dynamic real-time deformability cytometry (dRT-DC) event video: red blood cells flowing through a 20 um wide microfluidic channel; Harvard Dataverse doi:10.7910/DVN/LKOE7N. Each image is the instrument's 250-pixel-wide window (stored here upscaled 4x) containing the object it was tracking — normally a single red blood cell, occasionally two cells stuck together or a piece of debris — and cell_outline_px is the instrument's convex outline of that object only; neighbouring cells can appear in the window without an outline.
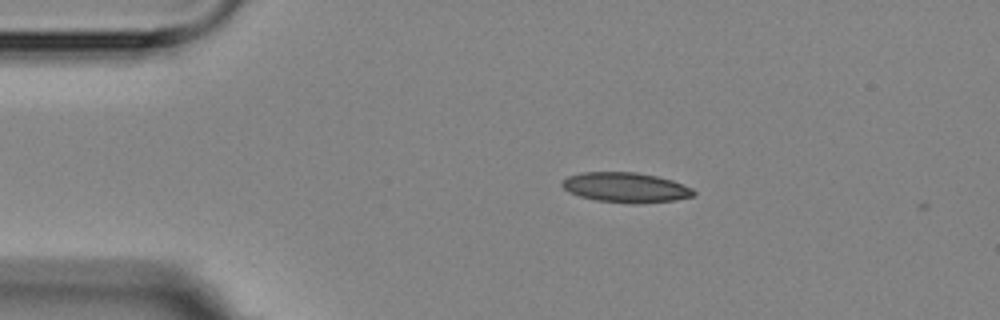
{"species": "Egyptian fruit bat (a non-hibernating species)", "species_latin": "Rousettus aegyptiacus", "temperature_condition": "room temperature", "stored_images_in_passage": 2, "camera_frame_rate_fps": 3000, "um_per_image_px": 0.085, "animal": {"sex": "female"}, "frame": {"image": 1, "passage_image": 1, "time_ms": 0.0, "image_size_px": [1000, 320], "cell_outline_px": [[696, 192], [692, 196], [676, 200], [640, 204], [632, 204], [596, 200], [580, 196], [568, 192], [560, 184], [568, 176], [580, 172], [636, 172], [656, 176], [672, 180], [692, 188]], "centroid_in_image_um": [53.18, 15.94], "position_along_channel_um": 31.8, "area_um2": 23.06}}